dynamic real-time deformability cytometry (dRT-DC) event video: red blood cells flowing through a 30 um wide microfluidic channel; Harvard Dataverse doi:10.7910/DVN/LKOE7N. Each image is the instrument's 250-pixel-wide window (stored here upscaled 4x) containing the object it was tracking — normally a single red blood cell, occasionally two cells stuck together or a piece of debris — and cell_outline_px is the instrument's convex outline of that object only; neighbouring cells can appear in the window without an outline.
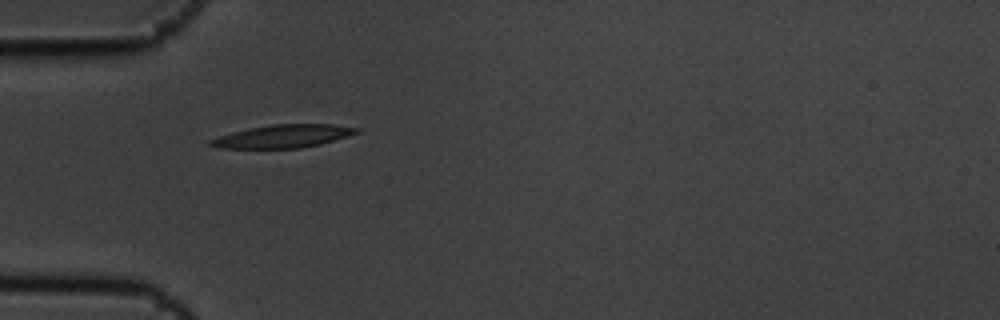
{"species": "common noctule bat (a hibernating species)", "species_latin": "Nyctalus noctula", "temperature_condition": "cold", "stored_images_in_passage": 2, "camera_frame_rate_fps": 3000, "um_per_image_px": 0.085, "animal": {"sex": "male", "body_mass_g": 19.5, "forearm_length_mm": 54.6}, "frame": {"image": 1, "passage_image": 2, "time_ms": 0.333, "image_size_px": [1000, 320], "cell_outline_px": [[364, 128], [360, 132], [348, 136], [320, 144], [300, 148], [216, 148], [208, 144], [208, 140], [232, 132], [272, 124], [332, 124]], "centroid_in_image_um": [24.11, 11.58], "position_along_channel_um": 60.9, "area_um2": 19.59}}